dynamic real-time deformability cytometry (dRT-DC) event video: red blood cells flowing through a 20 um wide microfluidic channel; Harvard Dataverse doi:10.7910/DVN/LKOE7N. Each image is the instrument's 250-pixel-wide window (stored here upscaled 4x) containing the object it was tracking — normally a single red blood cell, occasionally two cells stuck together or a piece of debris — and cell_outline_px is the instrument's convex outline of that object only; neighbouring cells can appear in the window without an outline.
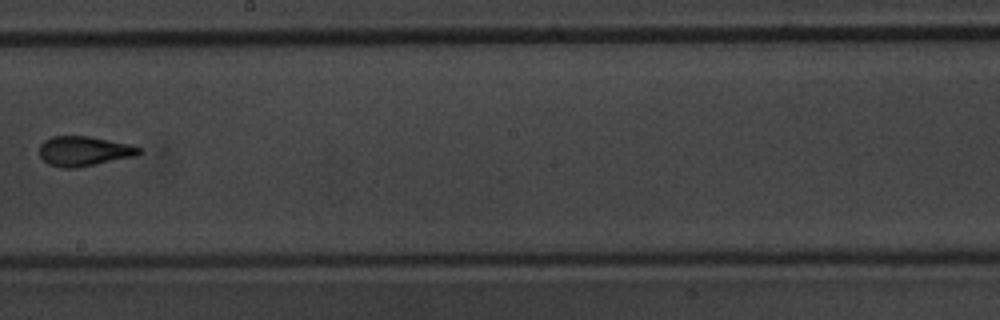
{"species": "common noctule bat (a hibernating species)", "species_latin": "Nyctalus noctula", "temperature_condition": "warm", "stored_images_in_passage": 8, "camera_frame_rate_fps": 3000, "um_per_image_px": 0.085, "animal": {"sex": "male", "body_mass_g": 20.1, "forearm_length_mm": 53.5}, "frame": {"image": 1, "passage_image": 8, "time_ms": 9.667, "image_size_px": [1000, 320], "cell_outline_px": [[144, 152], [136, 156], [76, 168], [64, 168], [48, 164], [40, 156], [40, 144], [44, 140], [52, 136], [88, 136], [132, 144], [140, 148]], "centroid_in_image_um": [7.16, 12.84], "position_along_channel_um": 241.0, "area_um2": 17.4}}